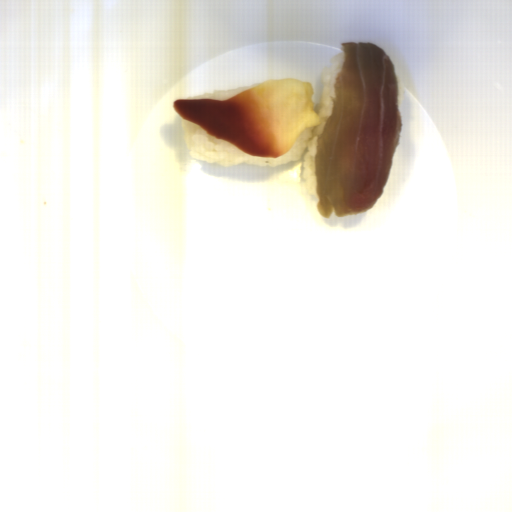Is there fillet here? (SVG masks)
<instances>
[{
	"label": "fillet",
	"instance_id": "fillet-1",
	"mask_svg": "<svg viewBox=\"0 0 512 512\" xmlns=\"http://www.w3.org/2000/svg\"><path fill=\"white\" fill-rule=\"evenodd\" d=\"M331 110L313 159L319 215L365 213L388 185L403 130L392 59L376 43L343 41Z\"/></svg>",
	"mask_w": 512,
	"mask_h": 512
},
{
	"label": "fillet",
	"instance_id": "fillet-2",
	"mask_svg": "<svg viewBox=\"0 0 512 512\" xmlns=\"http://www.w3.org/2000/svg\"><path fill=\"white\" fill-rule=\"evenodd\" d=\"M314 85L299 78H271L226 100L174 99L185 121L260 158L290 151L307 128L322 126L315 109Z\"/></svg>",
	"mask_w": 512,
	"mask_h": 512
}]
</instances>
